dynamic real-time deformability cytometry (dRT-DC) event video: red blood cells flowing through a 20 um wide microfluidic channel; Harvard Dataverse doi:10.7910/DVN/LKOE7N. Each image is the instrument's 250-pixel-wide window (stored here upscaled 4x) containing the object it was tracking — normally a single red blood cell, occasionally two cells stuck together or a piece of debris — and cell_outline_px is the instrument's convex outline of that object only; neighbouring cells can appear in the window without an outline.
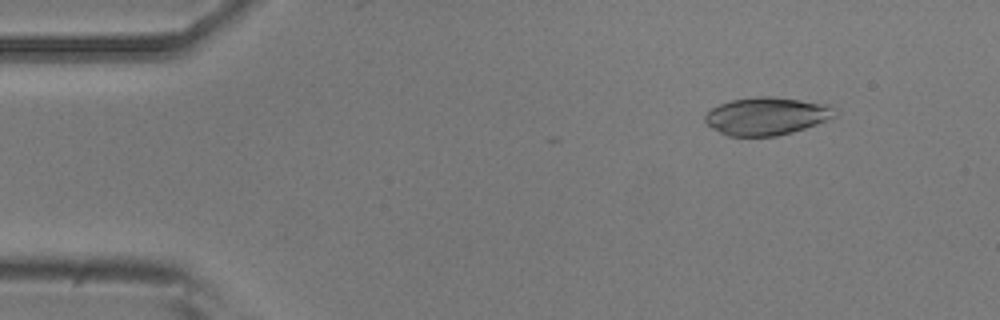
{"species": "common noctule bat (a hibernating species)", "species_latin": "Nyctalus noctula", "temperature_condition": "room temperature", "stored_images_in_passage": 10, "camera_frame_rate_fps": 3000, "um_per_image_px": 0.085, "animal": {"sex": "male", "body_mass_g": 20.5, "forearm_length_mm": 52.5}, "frame": {"image": 1, "passage_image": 6, "time_ms": 1.667, "image_size_px": [1000, 320], "cell_outline_px": [[836, 116], [816, 124], [792, 132], [776, 136], [728, 136], [712, 128], [704, 120], [704, 116], [712, 108], [720, 104], [732, 100], [760, 96], [772, 96], [828, 104], [832, 108]], "centroid_in_image_um": [65.14, 9.87], "position_along_channel_um": 19.9, "area_um2": 28.26}}